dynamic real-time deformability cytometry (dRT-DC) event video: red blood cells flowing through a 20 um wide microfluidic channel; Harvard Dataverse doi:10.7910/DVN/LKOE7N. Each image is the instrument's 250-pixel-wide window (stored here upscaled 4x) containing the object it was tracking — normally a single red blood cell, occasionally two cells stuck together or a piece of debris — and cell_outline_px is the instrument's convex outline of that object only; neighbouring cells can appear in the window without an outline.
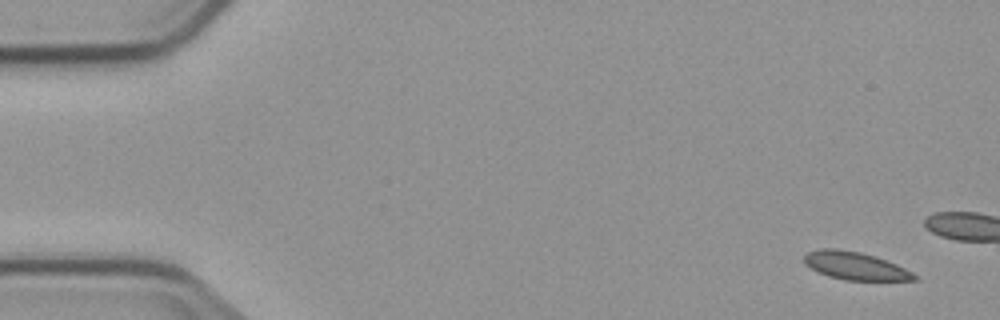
{"species": "common noctule bat (a hibernating species)", "species_latin": "Nyctalus noctula", "temperature_condition": "cold", "stored_images_in_passage": 5, "camera_frame_rate_fps": 3000, "um_per_image_px": 0.085, "animal": {"sex": "male", "body_mass_g": 23.1, "forearm_length_mm": 52.7}, "frame": {"image": 1, "passage_image": 1, "time_ms": 0.0, "image_size_px": [1000, 320], "cell_outline_px": [[920, 280], [844, 280], [828, 276], [804, 264], [804, 256], [808, 252], [820, 248], [836, 248], [860, 252], [876, 256], [896, 264], [912, 272]], "centroid_in_image_um": [72.69, 22.59], "position_along_channel_um": 12.3, "area_um2": 17.8}}